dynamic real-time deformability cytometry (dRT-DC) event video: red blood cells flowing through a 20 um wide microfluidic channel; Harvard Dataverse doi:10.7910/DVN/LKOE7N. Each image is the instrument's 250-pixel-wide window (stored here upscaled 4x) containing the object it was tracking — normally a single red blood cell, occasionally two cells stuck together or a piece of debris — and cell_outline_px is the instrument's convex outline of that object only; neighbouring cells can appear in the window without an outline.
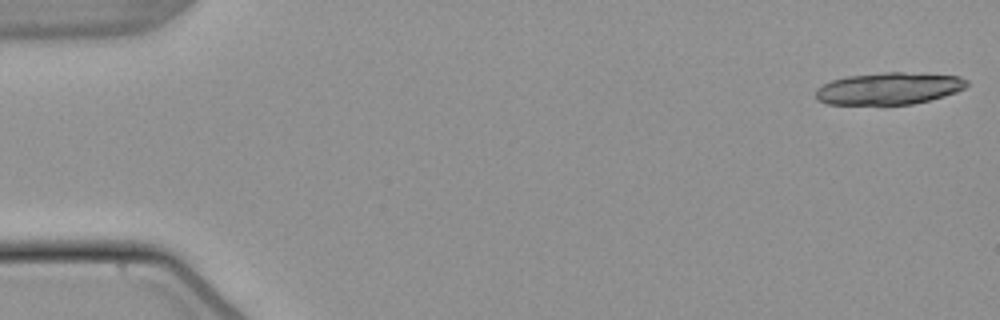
{"species": "common noctule bat (a hibernating species)", "species_latin": "Nyctalus noctula", "temperature_condition": "warm", "stored_images_in_passage": 20, "camera_frame_rate_fps": 3000, "um_per_image_px": 0.085, "animal": {"sex": "male", "body_mass_g": 21.5, "forearm_length_mm": 52.0}, "frame": {"image": 1, "passage_image": 1, "time_ms": 0.0, "image_size_px": [1000, 320], "cell_outline_px": [[968, 84], [964, 88], [956, 92], [944, 96], [912, 104], [828, 104], [816, 100], [816, 88], [832, 80], [848, 76], [884, 72], [904, 72], [960, 76], [968, 80]], "centroid_in_image_um": [75.56, 7.51], "position_along_channel_um": 9.4, "area_um2": 28.09}}